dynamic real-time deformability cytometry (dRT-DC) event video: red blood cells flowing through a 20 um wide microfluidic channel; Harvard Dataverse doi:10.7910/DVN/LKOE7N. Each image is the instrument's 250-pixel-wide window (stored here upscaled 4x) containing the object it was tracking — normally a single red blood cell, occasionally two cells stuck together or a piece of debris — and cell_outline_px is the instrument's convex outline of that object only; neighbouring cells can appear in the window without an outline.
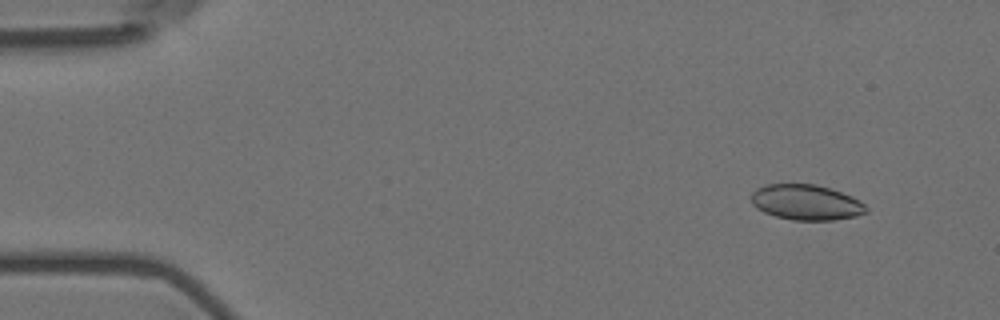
{"species": "Egyptian fruit bat (a non-hibernating species)", "species_latin": "Rousettus aegyptiacus", "temperature_condition": "room temperature", "stored_images_in_passage": 56, "camera_frame_rate_fps": 3000, "um_per_image_px": 0.085, "animal": {"sex": "female"}, "frame": {"image": 1, "passage_image": 5, "time_ms": 1.333, "image_size_px": [1000, 320], "cell_outline_px": [[868, 212], [856, 216], [832, 220], [792, 220], [776, 216], [764, 212], [756, 208], [752, 204], [752, 192], [756, 188], [768, 184], [816, 184], [832, 188], [852, 196], [864, 204], [868, 208]], "centroid_in_image_um": [68.53, 17.19], "position_along_channel_um": 16.5, "area_um2": 23.81}}
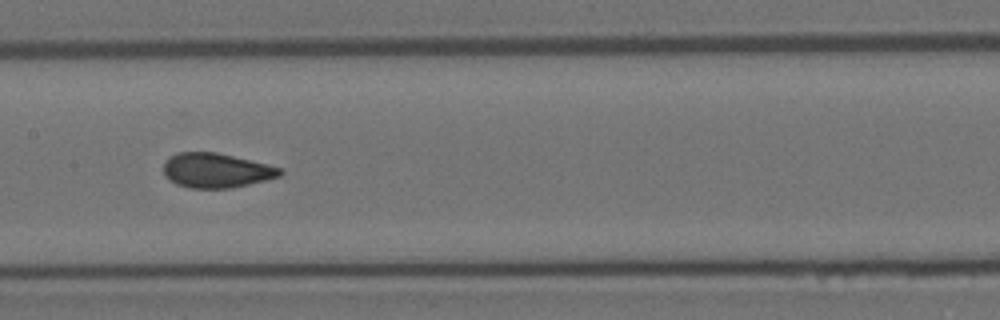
{"frame": {"image": 2, "passage_image": 28, "time_ms": 9.0, "image_size_px": [1000, 320], "cell_outline_px": [[284, 172], [280, 176], [232, 188], [192, 188], [176, 184], [168, 180], [164, 176], [164, 164], [172, 156], [180, 152], [216, 152], [268, 164], [284, 168]], "centroid_in_image_um": [18.41, 14.49], "position_along_channel_um": 189.0, "area_um2": 23.41}}
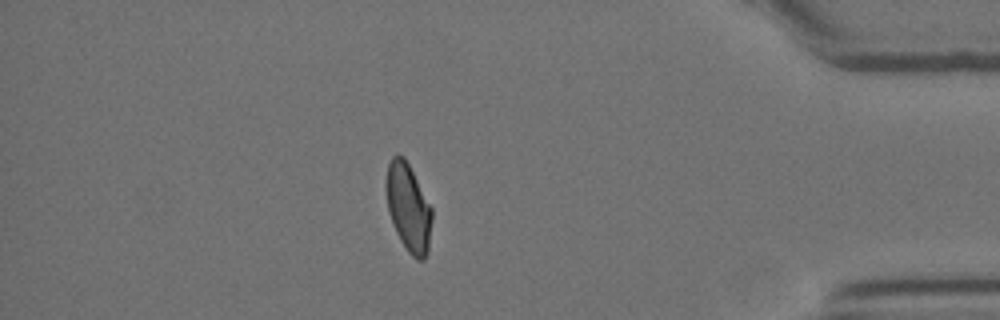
{"frame": {"image": 3, "passage_image": 49, "time_ms": 16.0, "image_size_px": [1000, 320], "cell_outline_px": [[432, 220], [428, 252], [424, 260], [416, 260], [408, 252], [400, 240], [392, 224], [388, 212], [384, 188], [384, 184], [388, 164], [392, 156], [404, 156], [432, 208]], "centroid_in_image_um": [34.69, 17.66], "position_along_channel_um": 400.5, "area_um2": 23.76}, "authors_computed_cell_mechanics": {"area_um2": 24.0159, "velocity_mm_per_s": 3.5821, "shape_relaxation_time_tau1_ms": 6.6049, "shape_relaxation_time_tau2_ms": 0.709, "deformation_change_tau1": 0.125, "deformation_change_tau2": 0.0514}}